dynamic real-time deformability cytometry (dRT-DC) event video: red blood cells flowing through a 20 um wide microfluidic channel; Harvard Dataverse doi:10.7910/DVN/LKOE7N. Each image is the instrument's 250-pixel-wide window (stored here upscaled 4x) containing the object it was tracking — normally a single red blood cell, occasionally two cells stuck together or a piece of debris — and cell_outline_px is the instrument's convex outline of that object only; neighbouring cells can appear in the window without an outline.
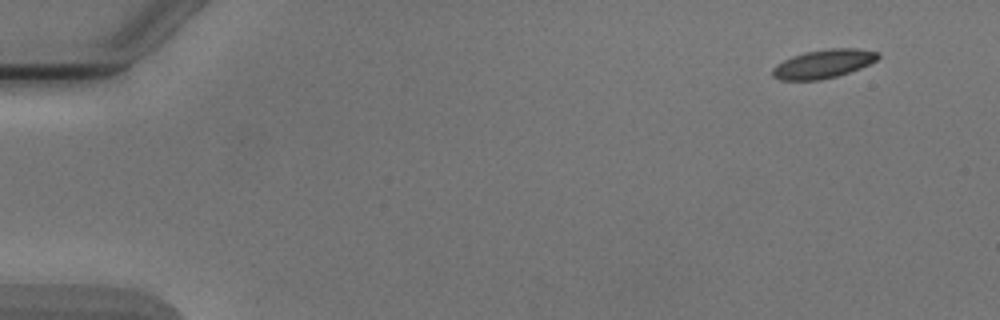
{"species": "Egyptian fruit bat (a non-hibernating species)", "species_latin": "Rousettus aegyptiacus", "temperature_condition": "cold", "stored_images_in_passage": 5, "camera_frame_rate_fps": 3000, "um_per_image_px": 0.085, "animal": {"sex": "male"}, "frame": {"image": 1, "passage_image": 1, "time_ms": 0.0, "image_size_px": [1000, 320], "cell_outline_px": [[880, 56], [876, 60], [860, 68], [836, 76], [820, 80], [780, 80], [772, 76], [772, 68], [776, 64], [792, 56], [804, 52], [828, 48], [856, 48], [880, 52]], "centroid_in_image_um": [69.97, 5.42], "position_along_channel_um": 15.0, "area_um2": 17.63}}
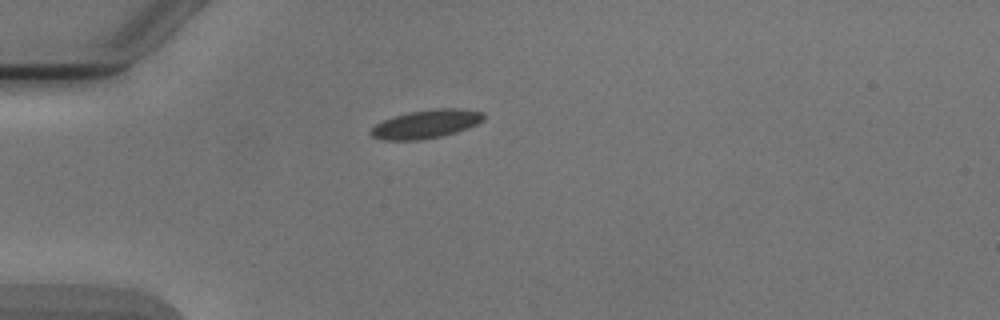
{"frame": {"image": 2, "passage_image": 4, "time_ms": 3.667, "image_size_px": [1000, 320], "cell_outline_px": [[484, 120], [468, 128], [456, 132], [440, 136], [420, 140], [384, 140], [372, 136], [368, 132], [376, 124], [392, 116], [408, 112], [436, 108], [460, 108], [484, 112]], "centroid_in_image_um": [36.22, 10.53], "position_along_channel_um": 48.8, "area_um2": 18.79}}